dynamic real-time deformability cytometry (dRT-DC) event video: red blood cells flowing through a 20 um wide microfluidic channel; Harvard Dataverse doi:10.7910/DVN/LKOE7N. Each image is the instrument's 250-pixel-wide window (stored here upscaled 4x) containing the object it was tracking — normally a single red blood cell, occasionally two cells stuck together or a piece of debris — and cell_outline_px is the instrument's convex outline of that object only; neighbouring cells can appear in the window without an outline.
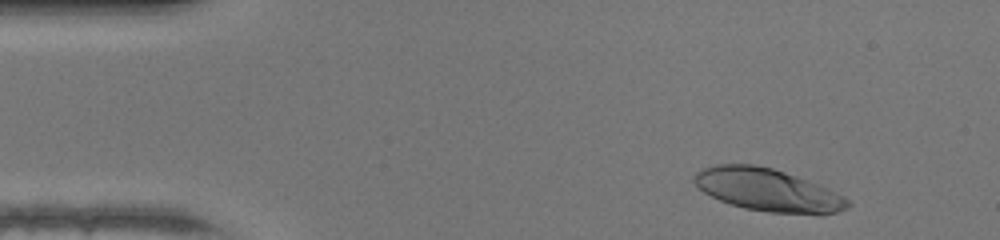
{"species": "human", "species_latin": "Homo sapiens", "temperature_condition": "warm", "stored_images_in_passage": 45, "camera_frame_rate_fps": 3000, "um_per_image_px": 0.085, "donor": {"sex": "female"}, "frame": {"image": 1, "passage_image": 3, "time_ms": 0.667, "image_size_px": [1000, 240], "cell_outline_px": [[852, 204], [848, 208], [836, 212], [820, 216], [768, 212], [744, 208], [720, 200], [704, 192], [692, 180], [692, 176], [696, 172], [704, 168], [716, 164], [756, 164], [772, 168], [796, 176], [816, 184], [844, 196]], "centroid_in_image_um": [65.28, 16.17], "position_along_channel_um": 19.7, "area_um2": 38.21}}
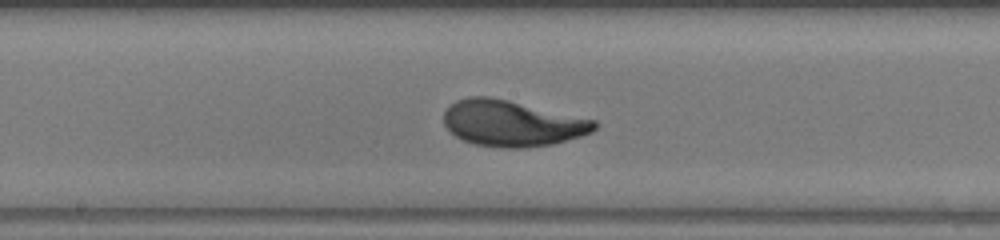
{"frame": {"image": 2, "passage_image": 22, "time_ms": 7.0, "image_size_px": [1000, 240], "cell_outline_px": [[600, 124], [592, 132], [580, 136], [552, 144], [524, 148], [500, 148], [472, 144], [456, 136], [444, 124], [444, 112], [456, 100], [468, 96], [488, 96], [508, 100], [596, 120]], "centroid_in_image_um": [43.53, 10.49], "position_along_channel_um": 204.7, "area_um2": 40.34}}
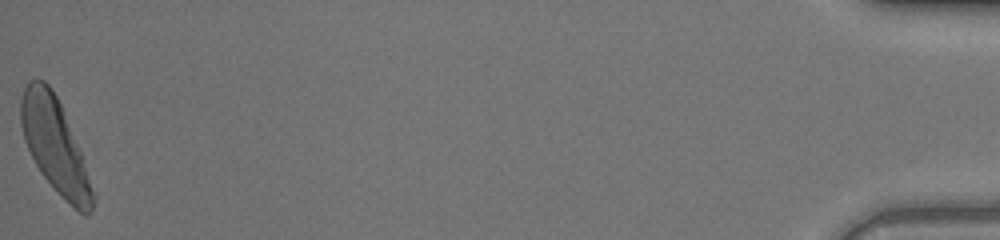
{"frame": {"image": 3, "passage_image": 45, "time_ms": 14.667, "image_size_px": [1000, 240], "cell_outline_px": [[96, 196], [92, 212], [88, 216], [84, 216], [40, 172], [24, 140], [20, 124], [20, 100], [24, 88], [28, 80], [36, 76], [44, 80], [52, 88], [64, 112], [80, 152]], "centroid_in_image_um": [4.65, 12.3], "position_along_channel_um": 430.6, "area_um2": 38.78}, "authors_computed_cell_mechanics": {"area_um2": 38.7838, "velocity_mm_per_s": 4.3379, "shape_relaxation_time_tau1_ms": 2.4889, "shape_relaxation_time_tau2_ms": null, "deformation_change_tau1": 0.1817, "deformation_change_tau2": null}}